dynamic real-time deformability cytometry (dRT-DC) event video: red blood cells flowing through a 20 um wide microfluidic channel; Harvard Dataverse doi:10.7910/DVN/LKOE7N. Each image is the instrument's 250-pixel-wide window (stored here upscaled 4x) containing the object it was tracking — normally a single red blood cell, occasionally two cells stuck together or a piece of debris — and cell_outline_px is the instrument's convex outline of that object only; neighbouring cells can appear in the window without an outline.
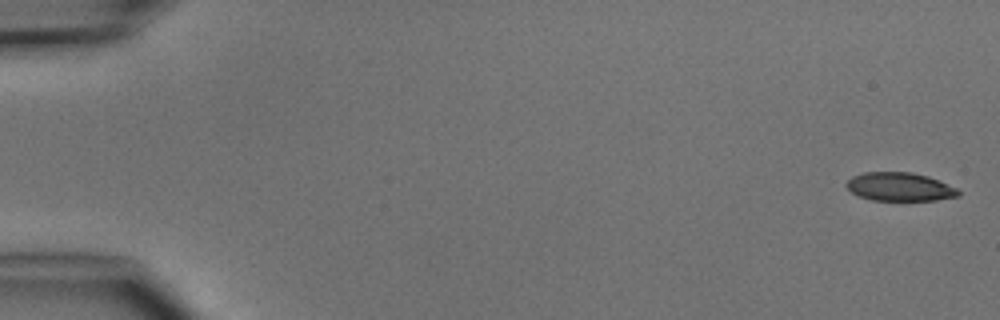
{"species": "common noctule bat (a hibernating species)", "species_latin": "Nyctalus noctula", "temperature_condition": "cold", "stored_images_in_passage": 4, "camera_frame_rate_fps": 3000, "um_per_image_px": 0.085, "animal": {"sex": "male", "body_mass_g": 15.6}, "frame": {"image": 1, "passage_image": 1, "time_ms": 0.0, "image_size_px": [1000, 320], "cell_outline_px": [[960, 196], [936, 200], [872, 200], [860, 196], [852, 192], [844, 184], [852, 176], [864, 172], [912, 172], [928, 176], [940, 180], [956, 188], [960, 192]], "centroid_in_image_um": [76.49, 15.87], "position_along_channel_um": 8.5, "area_um2": 18.61}}
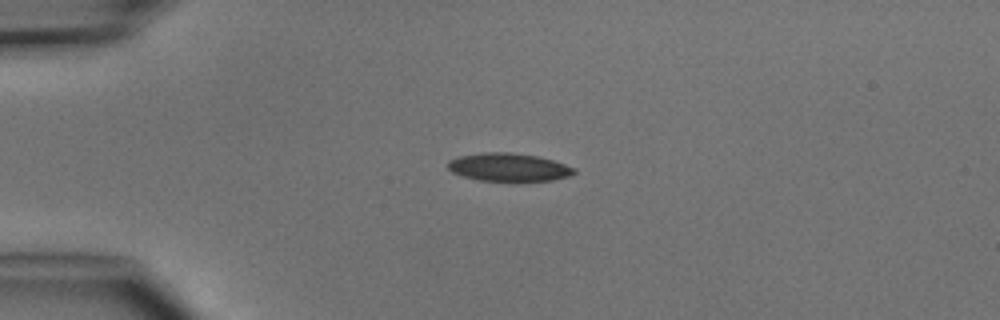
{"frame": {"image": 2, "passage_image": 4, "time_ms": 3.667, "image_size_px": [1000, 320], "cell_outline_px": [[576, 172], [568, 176], [552, 180], [520, 184], [480, 180], [464, 176], [452, 172], [448, 168], [448, 160], [460, 156], [484, 152], [512, 152], [536, 156], [552, 160], [576, 168]], "centroid_in_image_um": [43.26, 14.25], "position_along_channel_um": 41.7, "area_um2": 21.33}}